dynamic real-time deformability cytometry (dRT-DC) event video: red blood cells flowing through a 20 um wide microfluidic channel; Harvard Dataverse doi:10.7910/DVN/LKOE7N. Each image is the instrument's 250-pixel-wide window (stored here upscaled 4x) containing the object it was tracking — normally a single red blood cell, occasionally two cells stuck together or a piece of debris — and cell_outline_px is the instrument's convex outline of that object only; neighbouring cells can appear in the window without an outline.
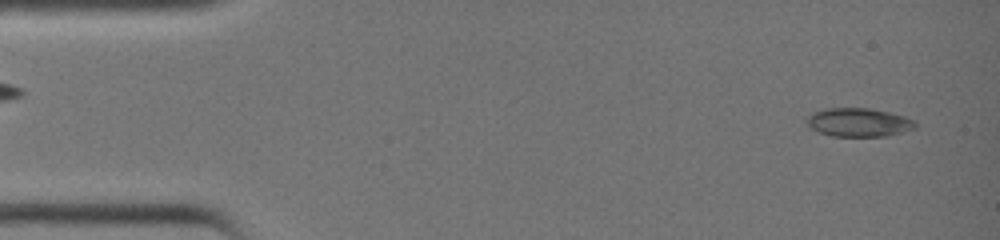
{"species": "common noctule bat (a hibernating species)", "species_latin": "Nyctalus noctula", "temperature_condition": "warm", "stored_images_in_passage": 35, "camera_frame_rate_fps": 3000, "um_per_image_px": 0.085, "animal": {"sex": "female", "body_mass_g": 19.0, "forearm_length_mm": 51.5}, "frame": {"image": 1, "passage_image": 2, "time_ms": 0.333, "image_size_px": [1000, 240], "cell_outline_px": [[916, 128], [904, 132], [888, 136], [832, 136], [820, 132], [812, 128], [808, 124], [808, 116], [816, 112], [828, 108], [868, 108], [888, 112], [904, 116], [916, 120]], "centroid_in_image_um": [73.07, 10.41], "position_along_channel_um": 11.9, "area_um2": 17.92}}
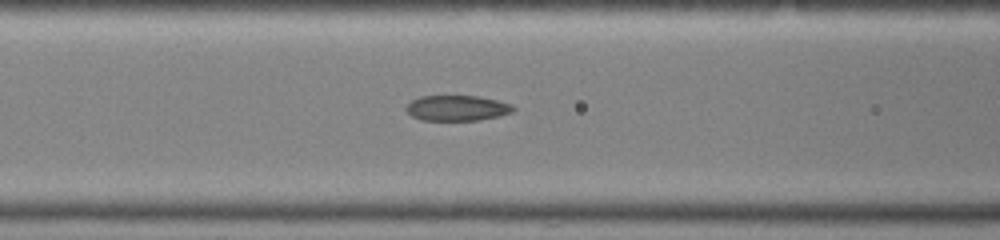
{"frame": {"image": 2, "passage_image": 16, "time_ms": 5.0, "image_size_px": [1000, 240], "cell_outline_px": [[516, 108], [512, 112], [500, 116], [480, 120], [420, 120], [412, 116], [404, 108], [412, 100], [420, 96], [480, 96], [512, 104]], "centroid_in_image_um": [38.86, 9.18], "position_along_channel_um": 127.7, "area_um2": 15.95}}
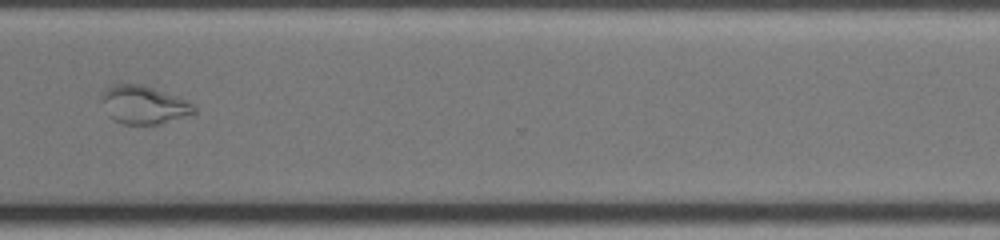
{"frame": {"image": 3, "passage_image": 30, "time_ms": 9.667, "image_size_px": [1000, 240], "cell_outline_px": [[196, 112], [160, 124], [120, 124], [112, 120], [108, 116], [100, 100], [100, 96], [104, 88], [116, 84], [140, 84], [180, 96], [188, 100], [196, 108]], "centroid_in_image_um": [12.17, 8.9], "position_along_channel_um": 358.4, "area_um2": 20.87}}